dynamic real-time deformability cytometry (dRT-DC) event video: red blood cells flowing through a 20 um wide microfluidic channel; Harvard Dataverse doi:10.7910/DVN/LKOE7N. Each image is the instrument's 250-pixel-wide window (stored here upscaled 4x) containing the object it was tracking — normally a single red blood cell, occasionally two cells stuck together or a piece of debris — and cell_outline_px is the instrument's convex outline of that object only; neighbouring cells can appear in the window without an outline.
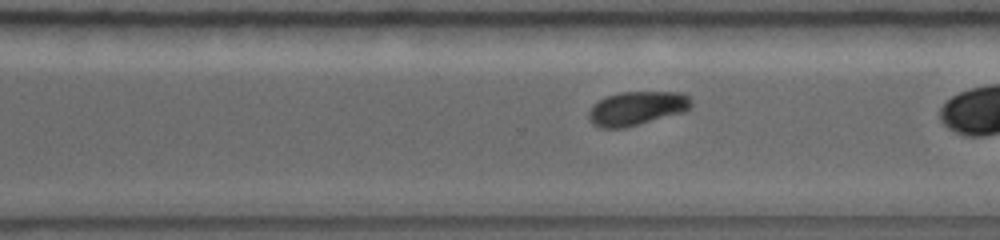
{"species": "common noctule bat (a hibernating species)", "species_latin": "Nyctalus noctula", "temperature_condition": "warm", "stored_images_in_passage": 22, "camera_frame_rate_fps": 5000, "um_per_image_px": 0.085, "animal": {"sex": "female", "body_mass_g": 19.0, "forearm_length_mm": 56.7}, "frame": {"image": 1, "passage_image": 16, "time_ms": 5.0, "image_size_px": [1000, 240], "cell_outline_px": [[692, 108], [684, 112], [624, 128], [600, 128], [592, 124], [588, 120], [588, 112], [592, 104], [608, 96], [620, 92], [684, 92], [692, 100]], "centroid_in_image_um": [54.13, 9.21], "position_along_channel_um": 316.5, "area_um2": 20.46}}